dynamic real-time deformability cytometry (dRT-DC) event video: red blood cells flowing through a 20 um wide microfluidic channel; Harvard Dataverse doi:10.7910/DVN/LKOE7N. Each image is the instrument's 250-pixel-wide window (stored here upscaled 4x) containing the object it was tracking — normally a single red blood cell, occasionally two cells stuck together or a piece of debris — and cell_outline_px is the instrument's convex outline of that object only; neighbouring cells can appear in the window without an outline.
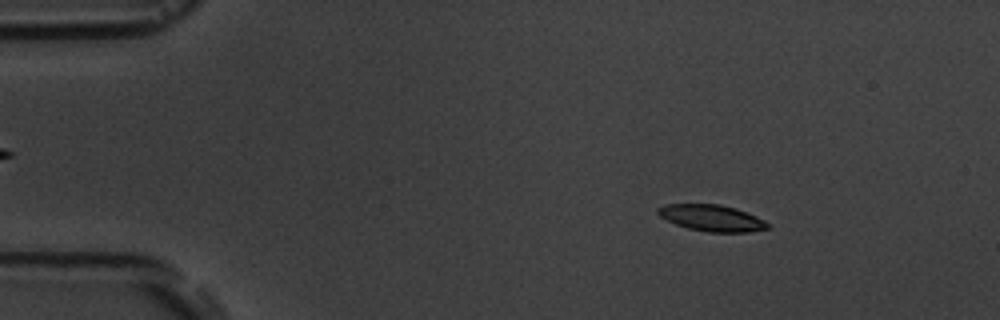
{"species": "common noctule bat (a hibernating species)", "species_latin": "Nyctalus noctula", "temperature_condition": "room temperature", "stored_images_in_passage": 4, "camera_frame_rate_fps": 3000, "um_per_image_px": 0.085, "animal": {"sex": "male", "body_mass_g": 19.5, "forearm_length_mm": 54.6}, "frame": {"image": 1, "passage_image": 1, "time_ms": 0.0, "image_size_px": [1000, 320], "cell_outline_px": [[768, 228], [748, 232], [708, 232], [688, 228], [676, 224], [660, 216], [656, 212], [656, 208], [664, 204], [720, 204], [736, 208], [756, 216], [764, 220], [768, 224]], "centroid_in_image_um": [60.47, 18.52], "position_along_channel_um": 24.5, "area_um2": 16.82}}